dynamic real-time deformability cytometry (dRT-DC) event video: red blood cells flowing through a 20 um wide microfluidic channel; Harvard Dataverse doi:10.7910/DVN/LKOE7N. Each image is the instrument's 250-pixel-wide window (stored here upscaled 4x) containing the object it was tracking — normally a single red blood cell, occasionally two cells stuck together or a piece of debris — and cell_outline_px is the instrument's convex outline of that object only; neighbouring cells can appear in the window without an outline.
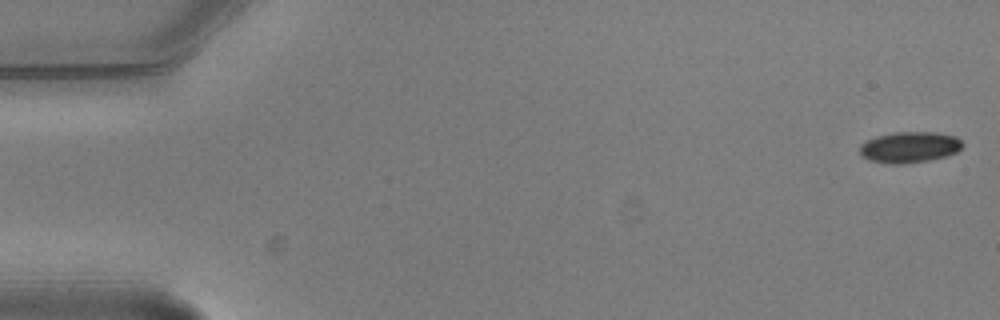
{"species": "common noctule bat (a hibernating species)", "species_latin": "Nyctalus noctula", "temperature_condition": "warm", "stored_images_in_passage": 3, "camera_frame_rate_fps": 3000, "um_per_image_px": 0.085, "animal": {"sex": "male", "body_mass_g": 20.5, "forearm_length_mm": 52.5}, "frame": {"image": 1, "passage_image": 1, "time_ms": 0.0, "image_size_px": [1000, 320], "cell_outline_px": [[964, 144], [956, 152], [944, 156], [928, 160], [900, 164], [892, 164], [868, 160], [860, 156], [860, 144], [876, 136], [896, 132], [936, 132], [956, 136]], "centroid_in_image_um": [77.28, 12.5], "position_along_channel_um": 7.7, "area_um2": 18.5}}
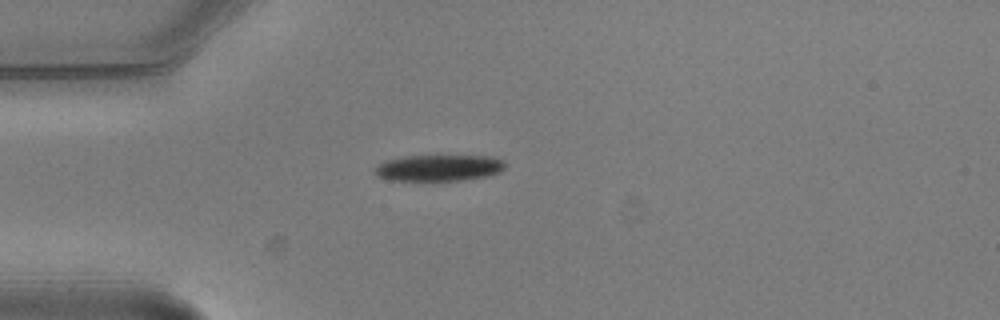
{"frame": {"image": 2, "passage_image": 3, "time_ms": 0.667, "image_size_px": [1000, 320], "cell_outline_px": [[504, 168], [500, 172], [488, 176], [464, 180], [424, 184], [420, 184], [388, 180], [376, 176], [372, 172], [372, 168], [384, 160], [404, 156], [492, 156], [504, 160]], "centroid_in_image_um": [37.18, 14.33], "position_along_channel_um": 47.8, "area_um2": 21.39}}